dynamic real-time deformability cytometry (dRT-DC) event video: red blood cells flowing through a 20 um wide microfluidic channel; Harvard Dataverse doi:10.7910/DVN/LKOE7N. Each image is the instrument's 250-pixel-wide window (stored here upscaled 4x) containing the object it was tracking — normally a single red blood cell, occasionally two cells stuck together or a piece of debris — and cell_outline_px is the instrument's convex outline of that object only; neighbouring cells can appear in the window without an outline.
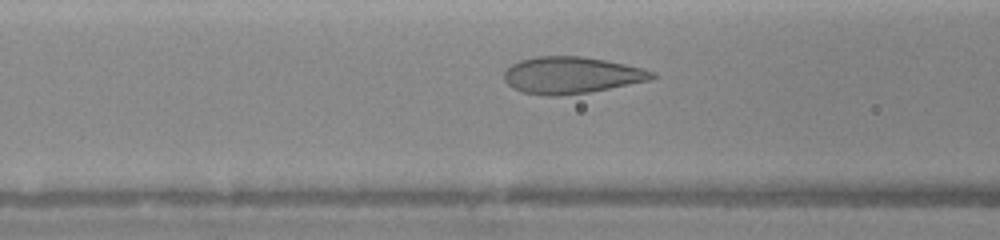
{"species": "human", "species_latin": "Homo sapiens", "temperature_condition": "warm", "stored_images_in_passage": 18, "camera_frame_rate_fps": 3000, "um_per_image_px": 0.085, "donor": {"sex": "female"}, "frame": {"image": 1, "passage_image": 7, "time_ms": 1.0, "image_size_px": [1000, 240], "cell_outline_px": [[656, 76], [652, 80], [588, 92], [560, 96], [548, 96], [524, 92], [512, 88], [504, 80], [504, 72], [512, 64], [520, 60], [536, 56], [580, 56], [604, 60], [644, 68], [656, 72]], "centroid_in_image_um": [48.58, 6.39], "position_along_channel_um": 118.0, "area_um2": 31.67}}
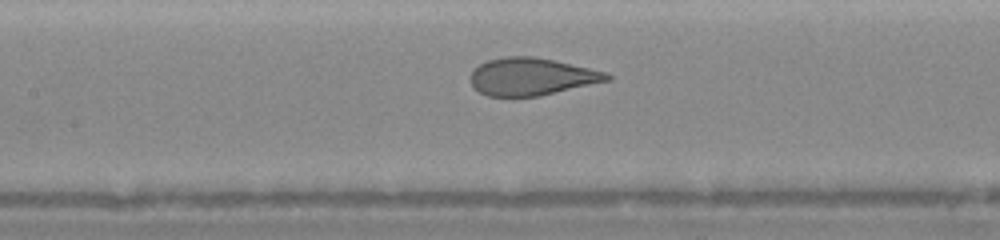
{"frame": {"image": 2, "passage_image": 13, "time_ms": 2.0, "image_size_px": [1000, 240], "cell_outline_px": [[612, 80], [540, 96], [488, 96], [472, 88], [468, 76], [480, 64], [488, 60], [504, 56], [532, 56], [552, 60], [608, 72], [612, 76]], "centroid_in_image_um": [45.18, 6.52], "position_along_channel_um": 162.2, "area_um2": 29.94}}